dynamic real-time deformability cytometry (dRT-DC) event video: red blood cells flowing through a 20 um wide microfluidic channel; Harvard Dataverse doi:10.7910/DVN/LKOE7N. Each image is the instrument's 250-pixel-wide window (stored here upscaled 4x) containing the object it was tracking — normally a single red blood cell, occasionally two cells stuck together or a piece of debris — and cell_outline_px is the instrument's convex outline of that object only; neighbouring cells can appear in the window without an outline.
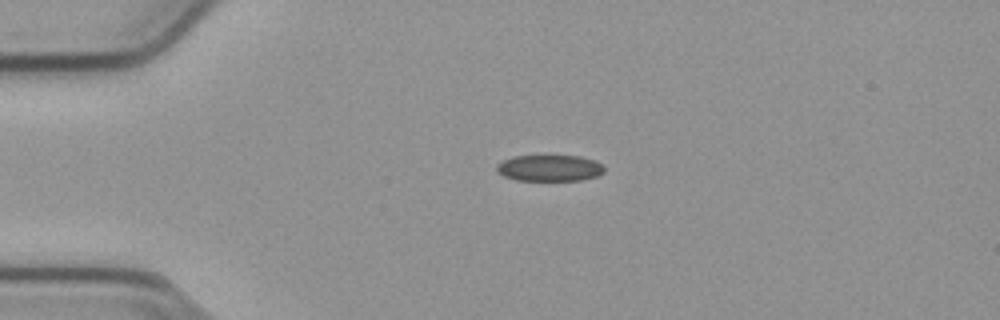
{"species": "common noctule bat (a hibernating species)", "species_latin": "Nyctalus noctula", "temperature_condition": "cold", "stored_images_in_passage": 35, "camera_frame_rate_fps": 3000, "um_per_image_px": 0.085, "animal": {"sex": "male", "body_mass_g": 23.1, "forearm_length_mm": 52.7}, "frame": {"image": 1, "passage_image": 1, "time_ms": 0.0, "image_size_px": [1000, 320], "cell_outline_px": [[604, 172], [596, 176], [580, 180], [516, 180], [504, 176], [496, 172], [496, 164], [512, 156], [580, 156], [596, 160], [604, 168]], "centroid_in_image_um": [46.69, 14.28], "position_along_channel_um": 38.3, "area_um2": 16.47}}
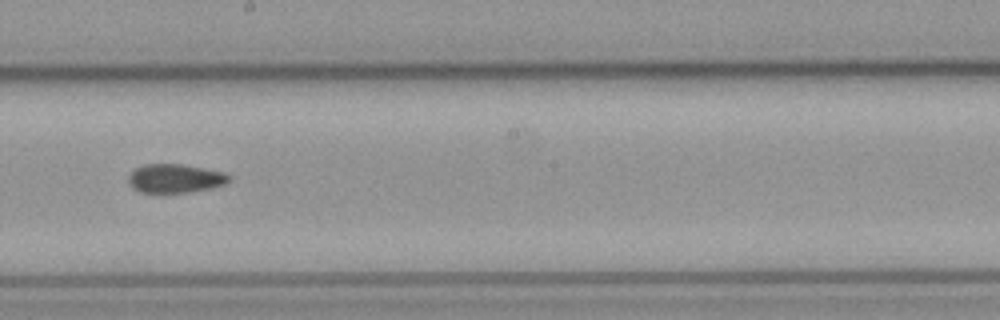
{"frame": {"image": 2, "passage_image": 19, "time_ms": 6.0, "image_size_px": [1000, 320], "cell_outline_px": [[228, 180], [224, 184], [208, 188], [188, 192], [140, 192], [132, 188], [128, 184], [128, 176], [136, 168], [144, 164], [180, 164], [224, 172], [228, 176]], "centroid_in_image_um": [14.81, 15.16], "position_along_channel_um": 233.4, "area_um2": 16.53}}
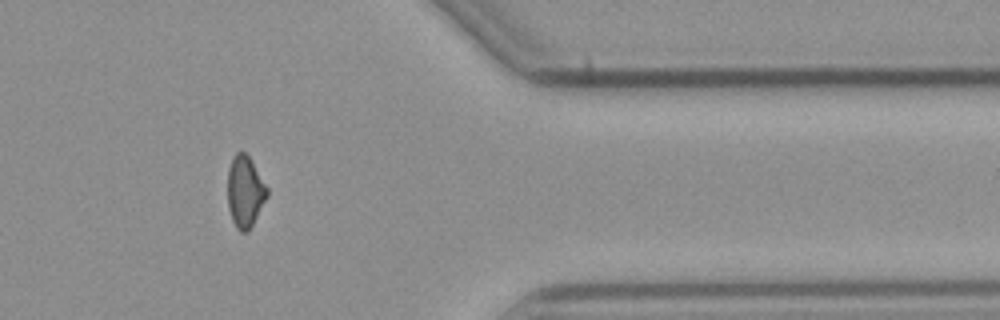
{"frame": {"image": 3, "passage_image": 33, "time_ms": 10.667, "image_size_px": [1000, 320], "cell_outline_px": [[268, 196], [248, 232], [240, 232], [236, 228], [232, 220], [228, 208], [228, 168], [232, 156], [240, 148], [248, 156], [268, 188]], "centroid_in_image_um": [20.81, 16.27], "position_along_channel_um": 390.6, "area_um2": 16.53}}